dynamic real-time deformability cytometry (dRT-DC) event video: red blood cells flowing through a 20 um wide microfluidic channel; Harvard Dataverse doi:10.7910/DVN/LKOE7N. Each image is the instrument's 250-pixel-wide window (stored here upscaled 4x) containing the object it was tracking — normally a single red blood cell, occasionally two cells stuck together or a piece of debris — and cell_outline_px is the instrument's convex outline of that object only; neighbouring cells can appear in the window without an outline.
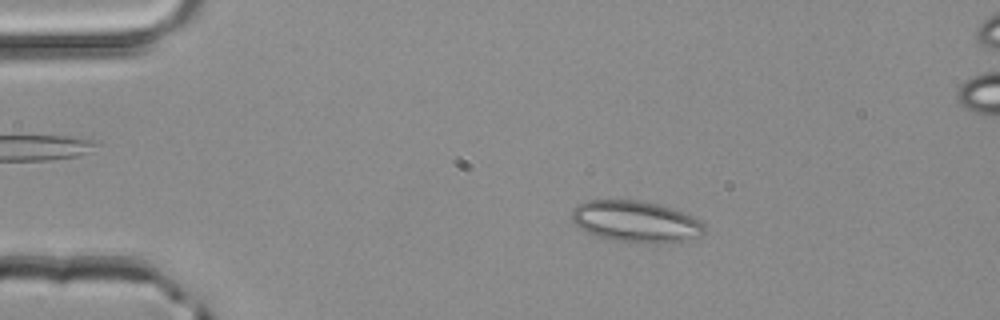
{"species": "common noctule bat (a hibernating species)", "species_latin": "Nyctalus noctula", "temperature_condition": "room temperature", "stored_images_in_passage": 4, "camera_frame_rate_fps": 3000, "um_per_image_px": 0.085, "animal": {"sex": "male", "body_mass_g": 20.4}, "frame": {"image": 1, "passage_image": 2, "time_ms": 0.333, "image_size_px": [1000, 320], "cell_outline_px": [[704, 236], [684, 240], [656, 244], [632, 244], [612, 240], [588, 232], [580, 228], [572, 220], [572, 208], [584, 200], [640, 200], [660, 204], [684, 212], [692, 216], [704, 224]], "centroid_in_image_um": [54.06, 18.84], "position_along_channel_um": 30.9, "area_um2": 32.48}}